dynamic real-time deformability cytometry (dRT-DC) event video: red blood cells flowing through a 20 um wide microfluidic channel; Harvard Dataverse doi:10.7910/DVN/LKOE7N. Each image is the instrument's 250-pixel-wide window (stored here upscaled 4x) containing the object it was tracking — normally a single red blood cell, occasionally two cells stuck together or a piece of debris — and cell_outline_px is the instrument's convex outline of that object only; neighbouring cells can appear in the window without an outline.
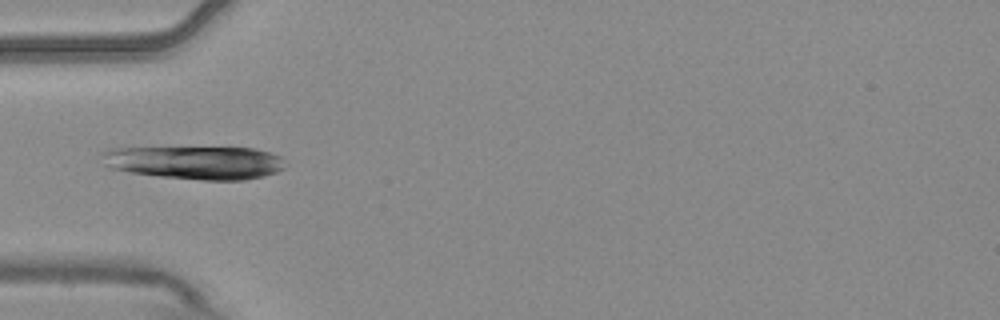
{"species": "common noctule bat (a hibernating species)", "species_latin": "Nyctalus noctula", "temperature_condition": "warm", "stored_images_in_passage": 1, "camera_frame_rate_fps": 3000, "um_per_image_px": 0.085, "animal": {"sex": "male", "body_mass_g": 20.4}, "frame": {"image": 1, "passage_image": 1, "time_ms": 0.0, "image_size_px": [1000, 320], "cell_outline_px": [[284, 168], [276, 172], [264, 176], [244, 180], [204, 180], [160, 176], [128, 172], [108, 168], [104, 164], [100, 152], [112, 148], [256, 148], [280, 156]], "centroid_in_image_um": [16.54, 13.82], "position_along_channel_um": 68.5, "area_um2": 35.37}}